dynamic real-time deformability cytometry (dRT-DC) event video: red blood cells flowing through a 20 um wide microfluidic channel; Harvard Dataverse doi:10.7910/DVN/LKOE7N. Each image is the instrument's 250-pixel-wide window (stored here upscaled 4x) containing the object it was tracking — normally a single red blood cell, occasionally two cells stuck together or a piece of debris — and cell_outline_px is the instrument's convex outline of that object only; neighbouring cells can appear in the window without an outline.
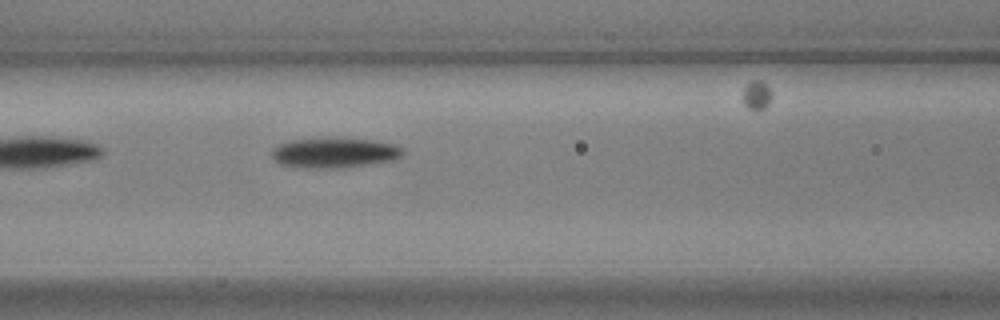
{"species": "common noctule bat (a hibernating species)", "species_latin": "Nyctalus noctula", "temperature_condition": "warm", "stored_images_in_passage": 15, "camera_frame_rate_fps": 3000, "um_per_image_px": 0.085, "animal": {"sex": "male", "body_mass_g": 17.9, "forearm_length_mm": 54.2}, "frame": {"image": 1, "passage_image": 5, "time_ms": 1.333, "image_size_px": [1000, 320], "cell_outline_px": [[404, 152], [400, 156], [392, 160], [368, 164], [336, 168], [304, 168], [280, 164], [272, 156], [272, 148], [280, 144], [292, 140], [372, 140], [396, 144]], "centroid_in_image_um": [28.41, 13.02], "position_along_channel_um": 138.2, "area_um2": 22.08}}